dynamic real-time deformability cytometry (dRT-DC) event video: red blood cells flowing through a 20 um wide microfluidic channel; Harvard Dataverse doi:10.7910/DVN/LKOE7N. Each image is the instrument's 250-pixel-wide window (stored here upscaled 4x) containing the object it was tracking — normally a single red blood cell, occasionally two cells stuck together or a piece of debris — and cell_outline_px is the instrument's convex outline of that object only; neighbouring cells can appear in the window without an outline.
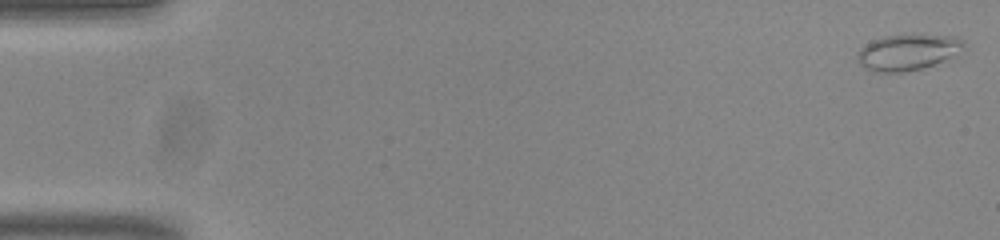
{"species": "common noctule bat (a hibernating species)", "species_latin": "Nyctalus noctula", "temperature_condition": "room temperature", "stored_images_in_passage": 49, "camera_frame_rate_fps": 3000, "um_per_image_px": 0.085, "animal": {"sex": "male", "body_mass_g": 20.0, "forearm_length_mm": 53.3}, "frame": {"image": 1, "passage_image": 1, "time_ms": 0.0, "image_size_px": [1000, 240], "cell_outline_px": [[964, 44], [948, 56], [932, 64], [920, 68], [904, 72], [872, 72], [864, 68], [860, 64], [856, 56], [856, 52], [860, 48], [872, 40], [884, 36], [960, 36], [964, 40]], "centroid_in_image_um": [77.01, 4.45], "position_along_channel_um": 8.0, "area_um2": 21.44}}
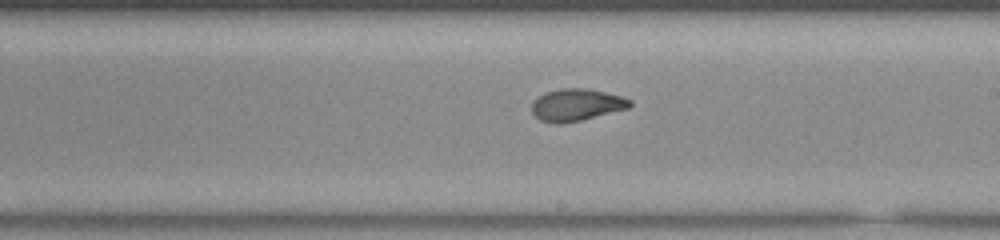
{"frame": {"image": 2, "passage_image": 31, "time_ms": 10.0, "image_size_px": [1000, 240], "cell_outline_px": [[632, 104], [628, 108], [580, 120], [560, 124], [556, 124], [540, 120], [532, 112], [532, 100], [536, 96], [544, 92], [560, 88], [588, 88], [620, 96], [632, 100]], "centroid_in_image_um": [48.95, 8.9], "position_along_channel_um": 240.1, "area_um2": 18.38}}
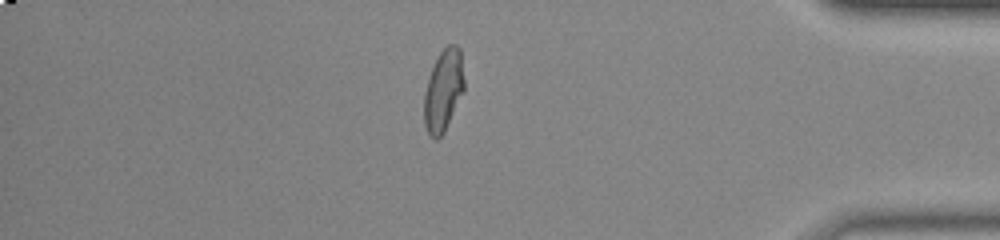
{"frame": {"image": 3, "passage_image": 46, "time_ms": 15.0, "image_size_px": [1000, 240], "cell_outline_px": [[464, 92], [444, 132], [436, 140], [428, 132], [424, 124], [424, 92], [432, 68], [440, 52], [448, 44], [456, 44], [460, 48], [464, 80]], "centroid_in_image_um": [37.7, 7.68], "position_along_channel_um": 397.5, "area_um2": 19.02}}